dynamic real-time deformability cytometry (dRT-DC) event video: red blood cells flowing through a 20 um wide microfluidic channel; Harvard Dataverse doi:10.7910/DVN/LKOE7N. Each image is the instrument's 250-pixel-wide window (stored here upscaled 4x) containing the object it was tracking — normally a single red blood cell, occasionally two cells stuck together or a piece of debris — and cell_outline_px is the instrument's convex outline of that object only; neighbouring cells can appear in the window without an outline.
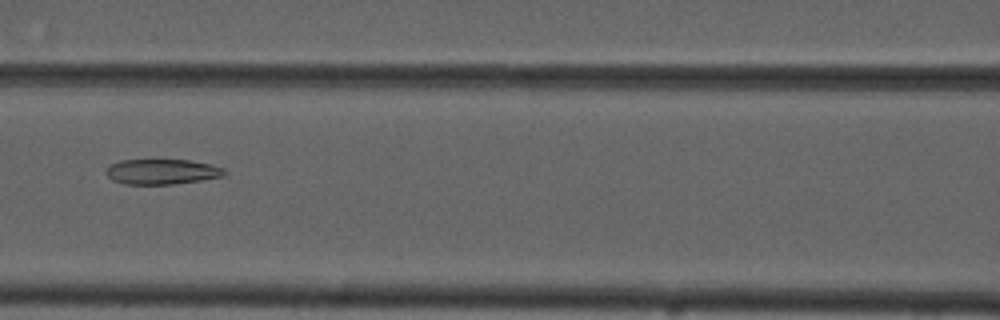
{"species": "common noctule bat (a hibernating species)", "species_latin": "Nyctalus noctula", "temperature_condition": "cold", "stored_images_in_passage": 7, "camera_frame_rate_fps": 3000, "um_per_image_px": 0.085, "animal": {"sex": "male", "forearm_length_mm": 52.5}, "frame": {"image": 1, "passage_image": 4, "time_ms": 3.333, "image_size_px": [1000, 320], "cell_outline_px": [[228, 172], [224, 176], [200, 180], [172, 184], [124, 184], [112, 180], [104, 172], [112, 164], [120, 160], [188, 160], [212, 164], [224, 168]], "centroid_in_image_um": [13.79, 14.59], "position_along_channel_um": 152.8, "area_um2": 17.4}}
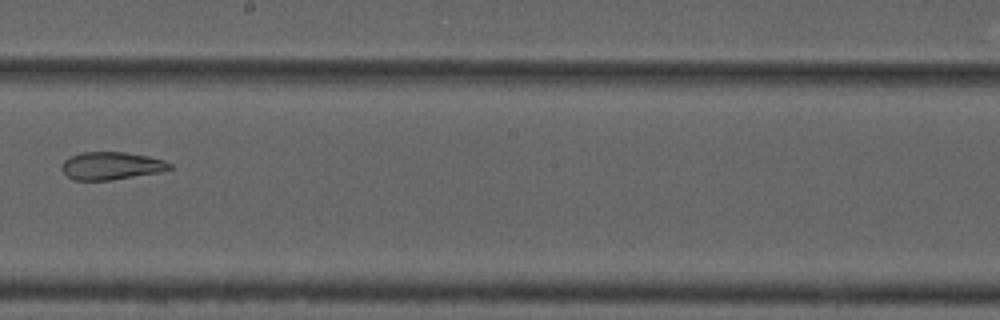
{"frame": {"image": 2, "passage_image": 6, "time_ms": 5.667, "image_size_px": [1000, 320], "cell_outline_px": [[172, 168], [160, 172], [112, 180], [72, 180], [60, 168], [64, 160], [80, 152], [124, 152], [148, 156], [164, 160], [172, 164]], "centroid_in_image_um": [9.46, 14.09], "position_along_channel_um": 238.7, "area_um2": 17.46}}
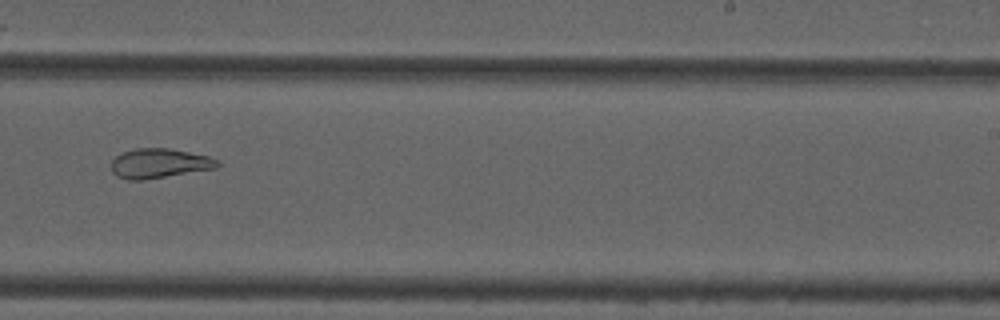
{"frame": {"image": 3, "passage_image": 7, "time_ms": 6.667, "image_size_px": [1000, 320], "cell_outline_px": [[220, 164], [216, 168], [144, 180], [128, 180], [116, 176], [112, 172], [112, 160], [116, 156], [124, 152], [136, 148], [168, 148], [208, 156], [220, 160]], "centroid_in_image_um": [13.54, 13.89], "position_along_channel_um": 275.5, "area_um2": 18.26}}